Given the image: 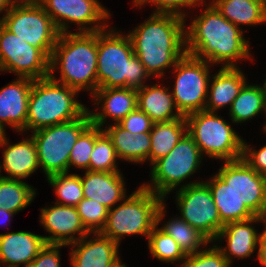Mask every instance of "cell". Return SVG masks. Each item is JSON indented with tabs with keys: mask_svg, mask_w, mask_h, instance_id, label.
I'll list each match as a JSON object with an SVG mask.
<instances>
[{
	"mask_svg": "<svg viewBox=\"0 0 266 267\" xmlns=\"http://www.w3.org/2000/svg\"><path fill=\"white\" fill-rule=\"evenodd\" d=\"M202 6L204 11L185 27L187 54L222 67H239V61H252L251 42L245 39V31L223 17L210 2Z\"/></svg>",
	"mask_w": 266,
	"mask_h": 267,
	"instance_id": "cell-1",
	"label": "cell"
},
{
	"mask_svg": "<svg viewBox=\"0 0 266 267\" xmlns=\"http://www.w3.org/2000/svg\"><path fill=\"white\" fill-rule=\"evenodd\" d=\"M187 15L153 11L144 23L128 31L133 52L150 77L161 79L187 53Z\"/></svg>",
	"mask_w": 266,
	"mask_h": 267,
	"instance_id": "cell-2",
	"label": "cell"
},
{
	"mask_svg": "<svg viewBox=\"0 0 266 267\" xmlns=\"http://www.w3.org/2000/svg\"><path fill=\"white\" fill-rule=\"evenodd\" d=\"M55 70L60 77H55ZM49 77L78 92L98 89L97 32L62 33L49 60Z\"/></svg>",
	"mask_w": 266,
	"mask_h": 267,
	"instance_id": "cell-3",
	"label": "cell"
},
{
	"mask_svg": "<svg viewBox=\"0 0 266 267\" xmlns=\"http://www.w3.org/2000/svg\"><path fill=\"white\" fill-rule=\"evenodd\" d=\"M116 28L97 31L98 88L130 87L139 89L150 76L134 54L128 34Z\"/></svg>",
	"mask_w": 266,
	"mask_h": 267,
	"instance_id": "cell-4",
	"label": "cell"
},
{
	"mask_svg": "<svg viewBox=\"0 0 266 267\" xmlns=\"http://www.w3.org/2000/svg\"><path fill=\"white\" fill-rule=\"evenodd\" d=\"M78 93L50 77L33 80L28 99L26 133L79 118L87 107L75 98Z\"/></svg>",
	"mask_w": 266,
	"mask_h": 267,
	"instance_id": "cell-5",
	"label": "cell"
},
{
	"mask_svg": "<svg viewBox=\"0 0 266 267\" xmlns=\"http://www.w3.org/2000/svg\"><path fill=\"white\" fill-rule=\"evenodd\" d=\"M164 199L140 185L121 204L109 209L101 234L121 244L124 236L143 235L146 239L157 224V210Z\"/></svg>",
	"mask_w": 266,
	"mask_h": 267,
	"instance_id": "cell-6",
	"label": "cell"
},
{
	"mask_svg": "<svg viewBox=\"0 0 266 267\" xmlns=\"http://www.w3.org/2000/svg\"><path fill=\"white\" fill-rule=\"evenodd\" d=\"M203 157L194 139L186 133L168 155L152 164L150 181L141 185L165 200L175 189L200 183L198 180L189 183L184 181L197 173Z\"/></svg>",
	"mask_w": 266,
	"mask_h": 267,
	"instance_id": "cell-7",
	"label": "cell"
},
{
	"mask_svg": "<svg viewBox=\"0 0 266 267\" xmlns=\"http://www.w3.org/2000/svg\"><path fill=\"white\" fill-rule=\"evenodd\" d=\"M187 133L194 139L202 156L219 161L241 159L243 138L216 112L201 110L185 116Z\"/></svg>",
	"mask_w": 266,
	"mask_h": 267,
	"instance_id": "cell-8",
	"label": "cell"
},
{
	"mask_svg": "<svg viewBox=\"0 0 266 267\" xmlns=\"http://www.w3.org/2000/svg\"><path fill=\"white\" fill-rule=\"evenodd\" d=\"M92 124L88 109L72 121L44 127L30 136L37 146L39 167L45 178L69 172V155L80 135Z\"/></svg>",
	"mask_w": 266,
	"mask_h": 267,
	"instance_id": "cell-9",
	"label": "cell"
},
{
	"mask_svg": "<svg viewBox=\"0 0 266 267\" xmlns=\"http://www.w3.org/2000/svg\"><path fill=\"white\" fill-rule=\"evenodd\" d=\"M0 16V23L7 30L50 58L60 32L39 2L14 3Z\"/></svg>",
	"mask_w": 266,
	"mask_h": 267,
	"instance_id": "cell-10",
	"label": "cell"
},
{
	"mask_svg": "<svg viewBox=\"0 0 266 267\" xmlns=\"http://www.w3.org/2000/svg\"><path fill=\"white\" fill-rule=\"evenodd\" d=\"M213 66L186 53L172 68L175 83L171 93L177 109L183 116L205 110L210 70Z\"/></svg>",
	"mask_w": 266,
	"mask_h": 267,
	"instance_id": "cell-11",
	"label": "cell"
},
{
	"mask_svg": "<svg viewBox=\"0 0 266 267\" xmlns=\"http://www.w3.org/2000/svg\"><path fill=\"white\" fill-rule=\"evenodd\" d=\"M60 34L77 25V32H97L108 28L111 13L98 0H39ZM70 23V24H69ZM93 24V25H92Z\"/></svg>",
	"mask_w": 266,
	"mask_h": 267,
	"instance_id": "cell-12",
	"label": "cell"
},
{
	"mask_svg": "<svg viewBox=\"0 0 266 267\" xmlns=\"http://www.w3.org/2000/svg\"><path fill=\"white\" fill-rule=\"evenodd\" d=\"M179 217L214 242L224 224L209 187L204 181L176 190Z\"/></svg>",
	"mask_w": 266,
	"mask_h": 267,
	"instance_id": "cell-13",
	"label": "cell"
},
{
	"mask_svg": "<svg viewBox=\"0 0 266 267\" xmlns=\"http://www.w3.org/2000/svg\"><path fill=\"white\" fill-rule=\"evenodd\" d=\"M50 58L39 48L28 44L0 23V72L17 77H49Z\"/></svg>",
	"mask_w": 266,
	"mask_h": 267,
	"instance_id": "cell-14",
	"label": "cell"
},
{
	"mask_svg": "<svg viewBox=\"0 0 266 267\" xmlns=\"http://www.w3.org/2000/svg\"><path fill=\"white\" fill-rule=\"evenodd\" d=\"M256 215L266 208V176L256 173L244 160L223 161L216 173Z\"/></svg>",
	"mask_w": 266,
	"mask_h": 267,
	"instance_id": "cell-15",
	"label": "cell"
},
{
	"mask_svg": "<svg viewBox=\"0 0 266 267\" xmlns=\"http://www.w3.org/2000/svg\"><path fill=\"white\" fill-rule=\"evenodd\" d=\"M40 210L39 222L50 234L43 236L47 244L68 246L90 233L75 206L54 203Z\"/></svg>",
	"mask_w": 266,
	"mask_h": 267,
	"instance_id": "cell-16",
	"label": "cell"
},
{
	"mask_svg": "<svg viewBox=\"0 0 266 267\" xmlns=\"http://www.w3.org/2000/svg\"><path fill=\"white\" fill-rule=\"evenodd\" d=\"M70 246L71 267H114L121 261L120 245L100 232L89 233Z\"/></svg>",
	"mask_w": 266,
	"mask_h": 267,
	"instance_id": "cell-17",
	"label": "cell"
},
{
	"mask_svg": "<svg viewBox=\"0 0 266 267\" xmlns=\"http://www.w3.org/2000/svg\"><path fill=\"white\" fill-rule=\"evenodd\" d=\"M262 223L261 216H254L244 221L229 222L225 224L218 233L214 242H221L226 239V246L221 247L215 244L222 252L229 264H233L232 260L250 258L251 255L259 248V241L262 232H257L254 224ZM253 225V226H252Z\"/></svg>",
	"mask_w": 266,
	"mask_h": 267,
	"instance_id": "cell-18",
	"label": "cell"
},
{
	"mask_svg": "<svg viewBox=\"0 0 266 267\" xmlns=\"http://www.w3.org/2000/svg\"><path fill=\"white\" fill-rule=\"evenodd\" d=\"M99 112L88 109L93 125L103 129L110 118L113 123H119L130 112L137 108V89L130 87L98 88L92 95ZM100 105V107H99Z\"/></svg>",
	"mask_w": 266,
	"mask_h": 267,
	"instance_id": "cell-19",
	"label": "cell"
},
{
	"mask_svg": "<svg viewBox=\"0 0 266 267\" xmlns=\"http://www.w3.org/2000/svg\"><path fill=\"white\" fill-rule=\"evenodd\" d=\"M28 77L16 80L0 88V126H10L16 132H26L28 99L33 85ZM7 124V125H6Z\"/></svg>",
	"mask_w": 266,
	"mask_h": 267,
	"instance_id": "cell-20",
	"label": "cell"
},
{
	"mask_svg": "<svg viewBox=\"0 0 266 267\" xmlns=\"http://www.w3.org/2000/svg\"><path fill=\"white\" fill-rule=\"evenodd\" d=\"M8 137L0 142L2 161H0V175L6 179L22 180L30 177L39 167L37 146L34 139L27 137L11 144ZM2 170L7 175H2Z\"/></svg>",
	"mask_w": 266,
	"mask_h": 267,
	"instance_id": "cell-21",
	"label": "cell"
},
{
	"mask_svg": "<svg viewBox=\"0 0 266 267\" xmlns=\"http://www.w3.org/2000/svg\"><path fill=\"white\" fill-rule=\"evenodd\" d=\"M46 244L43 235L29 231L0 234V267H28Z\"/></svg>",
	"mask_w": 266,
	"mask_h": 267,
	"instance_id": "cell-22",
	"label": "cell"
},
{
	"mask_svg": "<svg viewBox=\"0 0 266 267\" xmlns=\"http://www.w3.org/2000/svg\"><path fill=\"white\" fill-rule=\"evenodd\" d=\"M84 198L93 199L108 209L121 203L127 197L122 172L85 171L80 175Z\"/></svg>",
	"mask_w": 266,
	"mask_h": 267,
	"instance_id": "cell-23",
	"label": "cell"
},
{
	"mask_svg": "<svg viewBox=\"0 0 266 267\" xmlns=\"http://www.w3.org/2000/svg\"><path fill=\"white\" fill-rule=\"evenodd\" d=\"M211 78L205 105V110L210 112L230 108L248 79L239 67H221Z\"/></svg>",
	"mask_w": 266,
	"mask_h": 267,
	"instance_id": "cell-24",
	"label": "cell"
},
{
	"mask_svg": "<svg viewBox=\"0 0 266 267\" xmlns=\"http://www.w3.org/2000/svg\"><path fill=\"white\" fill-rule=\"evenodd\" d=\"M169 86L159 84L145 85L137 89V108L155 122H168L183 115L177 109Z\"/></svg>",
	"mask_w": 266,
	"mask_h": 267,
	"instance_id": "cell-25",
	"label": "cell"
},
{
	"mask_svg": "<svg viewBox=\"0 0 266 267\" xmlns=\"http://www.w3.org/2000/svg\"><path fill=\"white\" fill-rule=\"evenodd\" d=\"M102 130L111 139L121 161L142 164L147 160L150 163V133L132 134L118 123L106 125Z\"/></svg>",
	"mask_w": 266,
	"mask_h": 267,
	"instance_id": "cell-26",
	"label": "cell"
},
{
	"mask_svg": "<svg viewBox=\"0 0 266 267\" xmlns=\"http://www.w3.org/2000/svg\"><path fill=\"white\" fill-rule=\"evenodd\" d=\"M210 189L221 222L244 221L256 216L216 173L204 182Z\"/></svg>",
	"mask_w": 266,
	"mask_h": 267,
	"instance_id": "cell-27",
	"label": "cell"
},
{
	"mask_svg": "<svg viewBox=\"0 0 266 267\" xmlns=\"http://www.w3.org/2000/svg\"><path fill=\"white\" fill-rule=\"evenodd\" d=\"M210 3L238 27L266 23V4L263 0H210Z\"/></svg>",
	"mask_w": 266,
	"mask_h": 267,
	"instance_id": "cell-28",
	"label": "cell"
},
{
	"mask_svg": "<svg viewBox=\"0 0 266 267\" xmlns=\"http://www.w3.org/2000/svg\"><path fill=\"white\" fill-rule=\"evenodd\" d=\"M187 133L185 116L168 122H155L150 131V165L168 155Z\"/></svg>",
	"mask_w": 266,
	"mask_h": 267,
	"instance_id": "cell-29",
	"label": "cell"
},
{
	"mask_svg": "<svg viewBox=\"0 0 266 267\" xmlns=\"http://www.w3.org/2000/svg\"><path fill=\"white\" fill-rule=\"evenodd\" d=\"M166 203L164 202L157 210V224L148 236V249L150 254L157 260L165 263L182 262V267L187 255L179 247V244L166 232L158 227L163 221L166 213Z\"/></svg>",
	"mask_w": 266,
	"mask_h": 267,
	"instance_id": "cell-30",
	"label": "cell"
},
{
	"mask_svg": "<svg viewBox=\"0 0 266 267\" xmlns=\"http://www.w3.org/2000/svg\"><path fill=\"white\" fill-rule=\"evenodd\" d=\"M266 116V99L260 85L246 83L229 108L230 120L234 124L245 123L260 113Z\"/></svg>",
	"mask_w": 266,
	"mask_h": 267,
	"instance_id": "cell-31",
	"label": "cell"
},
{
	"mask_svg": "<svg viewBox=\"0 0 266 267\" xmlns=\"http://www.w3.org/2000/svg\"><path fill=\"white\" fill-rule=\"evenodd\" d=\"M36 190L24 180L0 177V208L19 213L34 201Z\"/></svg>",
	"mask_w": 266,
	"mask_h": 267,
	"instance_id": "cell-32",
	"label": "cell"
},
{
	"mask_svg": "<svg viewBox=\"0 0 266 267\" xmlns=\"http://www.w3.org/2000/svg\"><path fill=\"white\" fill-rule=\"evenodd\" d=\"M161 229L170 235L186 255L195 254L211 242L197 229L190 226L185 220L173 217L163 223Z\"/></svg>",
	"mask_w": 266,
	"mask_h": 267,
	"instance_id": "cell-33",
	"label": "cell"
},
{
	"mask_svg": "<svg viewBox=\"0 0 266 267\" xmlns=\"http://www.w3.org/2000/svg\"><path fill=\"white\" fill-rule=\"evenodd\" d=\"M117 160L120 159L111 139L100 127L95 126V143L90 158V171L120 172Z\"/></svg>",
	"mask_w": 266,
	"mask_h": 267,
	"instance_id": "cell-34",
	"label": "cell"
},
{
	"mask_svg": "<svg viewBox=\"0 0 266 267\" xmlns=\"http://www.w3.org/2000/svg\"><path fill=\"white\" fill-rule=\"evenodd\" d=\"M49 185L54 188L60 205L76 206L83 198V187L81 177L74 173H60L46 178Z\"/></svg>",
	"mask_w": 266,
	"mask_h": 267,
	"instance_id": "cell-35",
	"label": "cell"
},
{
	"mask_svg": "<svg viewBox=\"0 0 266 267\" xmlns=\"http://www.w3.org/2000/svg\"><path fill=\"white\" fill-rule=\"evenodd\" d=\"M82 223L90 233L101 232L109 209L93 199L83 198L76 206Z\"/></svg>",
	"mask_w": 266,
	"mask_h": 267,
	"instance_id": "cell-36",
	"label": "cell"
},
{
	"mask_svg": "<svg viewBox=\"0 0 266 267\" xmlns=\"http://www.w3.org/2000/svg\"><path fill=\"white\" fill-rule=\"evenodd\" d=\"M95 143V125L91 124L78 138L69 155L70 168L90 171V158Z\"/></svg>",
	"mask_w": 266,
	"mask_h": 267,
	"instance_id": "cell-37",
	"label": "cell"
},
{
	"mask_svg": "<svg viewBox=\"0 0 266 267\" xmlns=\"http://www.w3.org/2000/svg\"><path fill=\"white\" fill-rule=\"evenodd\" d=\"M195 254L187 255L182 267H228L229 263L222 252L214 245Z\"/></svg>",
	"mask_w": 266,
	"mask_h": 267,
	"instance_id": "cell-38",
	"label": "cell"
},
{
	"mask_svg": "<svg viewBox=\"0 0 266 267\" xmlns=\"http://www.w3.org/2000/svg\"><path fill=\"white\" fill-rule=\"evenodd\" d=\"M153 123L154 122L146 113L136 108L118 124L132 134H140L150 133Z\"/></svg>",
	"mask_w": 266,
	"mask_h": 267,
	"instance_id": "cell-39",
	"label": "cell"
},
{
	"mask_svg": "<svg viewBox=\"0 0 266 267\" xmlns=\"http://www.w3.org/2000/svg\"><path fill=\"white\" fill-rule=\"evenodd\" d=\"M242 160L256 173L266 176V144L256 150L243 140Z\"/></svg>",
	"mask_w": 266,
	"mask_h": 267,
	"instance_id": "cell-40",
	"label": "cell"
},
{
	"mask_svg": "<svg viewBox=\"0 0 266 267\" xmlns=\"http://www.w3.org/2000/svg\"><path fill=\"white\" fill-rule=\"evenodd\" d=\"M67 245L46 244L28 267H61L60 249Z\"/></svg>",
	"mask_w": 266,
	"mask_h": 267,
	"instance_id": "cell-41",
	"label": "cell"
},
{
	"mask_svg": "<svg viewBox=\"0 0 266 267\" xmlns=\"http://www.w3.org/2000/svg\"><path fill=\"white\" fill-rule=\"evenodd\" d=\"M137 8L146 7V4L155 6L154 12H172V0H132Z\"/></svg>",
	"mask_w": 266,
	"mask_h": 267,
	"instance_id": "cell-42",
	"label": "cell"
},
{
	"mask_svg": "<svg viewBox=\"0 0 266 267\" xmlns=\"http://www.w3.org/2000/svg\"><path fill=\"white\" fill-rule=\"evenodd\" d=\"M204 3H206L205 0H172V12L178 14H186L188 12H185L184 8H196L197 6L200 7Z\"/></svg>",
	"mask_w": 266,
	"mask_h": 267,
	"instance_id": "cell-43",
	"label": "cell"
},
{
	"mask_svg": "<svg viewBox=\"0 0 266 267\" xmlns=\"http://www.w3.org/2000/svg\"><path fill=\"white\" fill-rule=\"evenodd\" d=\"M257 253L256 259H258L259 263L262 266L266 267V236L261 235L260 241H259V248Z\"/></svg>",
	"mask_w": 266,
	"mask_h": 267,
	"instance_id": "cell-44",
	"label": "cell"
},
{
	"mask_svg": "<svg viewBox=\"0 0 266 267\" xmlns=\"http://www.w3.org/2000/svg\"><path fill=\"white\" fill-rule=\"evenodd\" d=\"M14 214L16 215V213L10 212L8 210H3L2 208H0V225H2V223L4 224L6 222H8L6 224H9L11 219L15 216Z\"/></svg>",
	"mask_w": 266,
	"mask_h": 267,
	"instance_id": "cell-45",
	"label": "cell"
},
{
	"mask_svg": "<svg viewBox=\"0 0 266 267\" xmlns=\"http://www.w3.org/2000/svg\"><path fill=\"white\" fill-rule=\"evenodd\" d=\"M14 5L13 0H0V14H4Z\"/></svg>",
	"mask_w": 266,
	"mask_h": 267,
	"instance_id": "cell-46",
	"label": "cell"
},
{
	"mask_svg": "<svg viewBox=\"0 0 266 267\" xmlns=\"http://www.w3.org/2000/svg\"><path fill=\"white\" fill-rule=\"evenodd\" d=\"M261 219H262V223H263V226H264V230H263V235L266 236V208L265 210L263 211V214L261 215Z\"/></svg>",
	"mask_w": 266,
	"mask_h": 267,
	"instance_id": "cell-47",
	"label": "cell"
},
{
	"mask_svg": "<svg viewBox=\"0 0 266 267\" xmlns=\"http://www.w3.org/2000/svg\"><path fill=\"white\" fill-rule=\"evenodd\" d=\"M14 3L39 2V0H13Z\"/></svg>",
	"mask_w": 266,
	"mask_h": 267,
	"instance_id": "cell-48",
	"label": "cell"
},
{
	"mask_svg": "<svg viewBox=\"0 0 266 267\" xmlns=\"http://www.w3.org/2000/svg\"><path fill=\"white\" fill-rule=\"evenodd\" d=\"M265 77H266V74H265ZM260 87H261L262 92L265 95V99H266V78H265L263 85L261 86V84H260Z\"/></svg>",
	"mask_w": 266,
	"mask_h": 267,
	"instance_id": "cell-49",
	"label": "cell"
},
{
	"mask_svg": "<svg viewBox=\"0 0 266 267\" xmlns=\"http://www.w3.org/2000/svg\"><path fill=\"white\" fill-rule=\"evenodd\" d=\"M6 135V131L3 130V128L0 126V142L4 139Z\"/></svg>",
	"mask_w": 266,
	"mask_h": 267,
	"instance_id": "cell-50",
	"label": "cell"
},
{
	"mask_svg": "<svg viewBox=\"0 0 266 267\" xmlns=\"http://www.w3.org/2000/svg\"><path fill=\"white\" fill-rule=\"evenodd\" d=\"M114 267H128L126 264H122V260L118 263V264H116Z\"/></svg>",
	"mask_w": 266,
	"mask_h": 267,
	"instance_id": "cell-51",
	"label": "cell"
},
{
	"mask_svg": "<svg viewBox=\"0 0 266 267\" xmlns=\"http://www.w3.org/2000/svg\"><path fill=\"white\" fill-rule=\"evenodd\" d=\"M264 130V131H263ZM262 131L265 133L266 132V123L264 122ZM266 134V133H265Z\"/></svg>",
	"mask_w": 266,
	"mask_h": 267,
	"instance_id": "cell-52",
	"label": "cell"
}]
</instances>
